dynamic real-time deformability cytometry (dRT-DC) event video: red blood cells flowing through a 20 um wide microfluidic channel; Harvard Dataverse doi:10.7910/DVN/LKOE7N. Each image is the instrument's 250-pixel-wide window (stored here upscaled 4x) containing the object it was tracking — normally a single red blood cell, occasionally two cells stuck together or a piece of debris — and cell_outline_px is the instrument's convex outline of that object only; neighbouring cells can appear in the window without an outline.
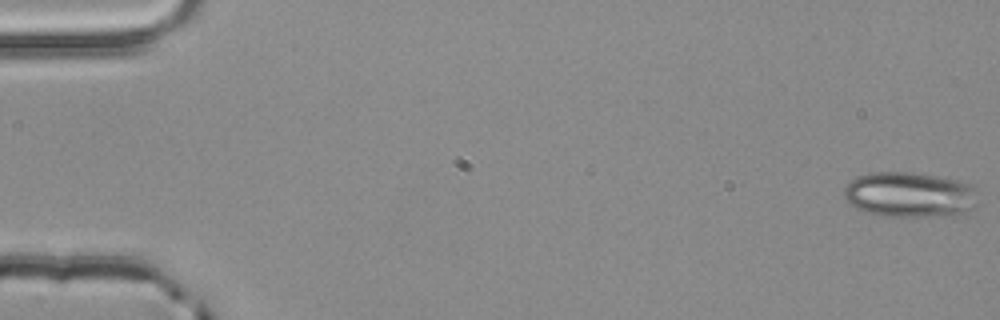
{"species": "common noctule bat (a hibernating species)", "species_latin": "Nyctalus noctula", "temperature_condition": "room temperature", "stored_images_in_passage": 54, "camera_frame_rate_fps": 3000, "um_per_image_px": 0.085, "animal": {"sex": "male", "body_mass_g": 20.4}, "frame": {"image": 1, "passage_image": 1, "time_ms": 0.0, "image_size_px": [1000, 320], "cell_outline_px": [[980, 204], [976, 208], [952, 216], [884, 216], [868, 212], [856, 208], [848, 204], [844, 200], [844, 188], [856, 176], [872, 172], [912, 172], [936, 176], [956, 180], [972, 184]], "centroid_in_image_um": [77.35, 16.55], "position_along_channel_um": 7.7, "area_um2": 35.78}}
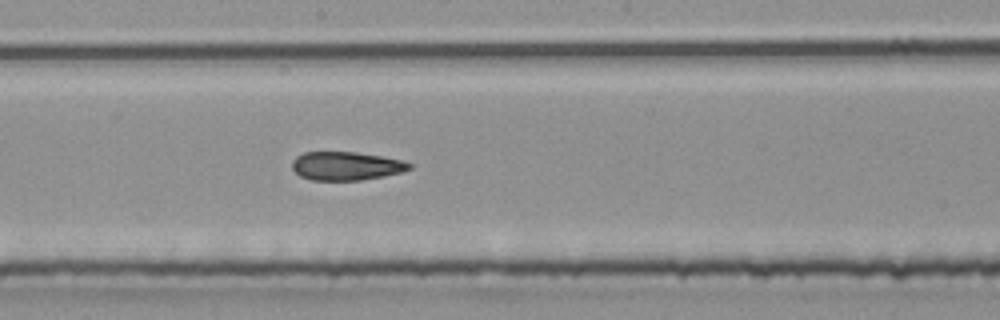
{"frame": {"image": 2, "passage_image": 30, "time_ms": 9.667, "image_size_px": [1000, 320], "cell_outline_px": [[416, 164], [412, 168], [400, 172], [360, 180], [312, 180], [300, 176], [292, 168], [292, 160], [296, 156], [304, 152], [356, 152], [404, 160]], "centroid_in_image_um": [29.43, 14.09], "position_along_channel_um": 218.8, "area_um2": 19.48}}
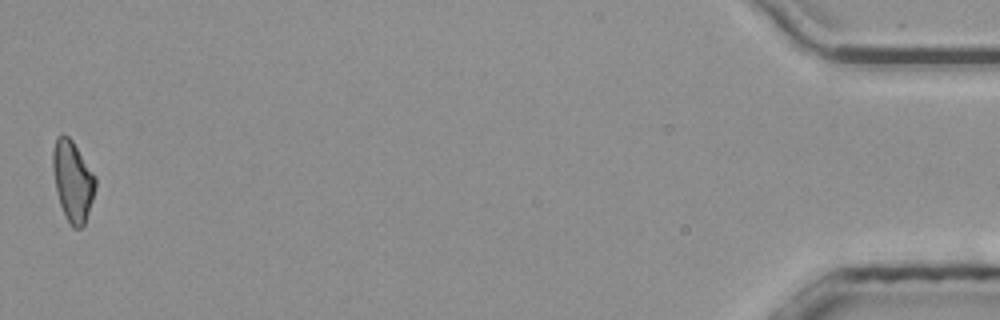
{"frame": {"image": 3, "passage_image": 54, "time_ms": 17.667, "image_size_px": [1000, 320], "cell_outline_px": [[96, 188], [84, 228], [72, 228], [60, 204], [56, 192], [52, 164], [52, 152], [56, 136], [68, 136], [72, 140], [96, 176]], "centroid_in_image_um": [6.19, 15.4], "position_along_channel_um": 429.0, "area_um2": 20.06}, "authors_computed_cell_mechanics": {"area_um2": 20.7791, "velocity_mm_per_s": 3.8864, "shape_relaxation_time_tau1_ms": null, "shape_relaxation_time_tau2_ms": 4.4509, "deformation_change_tau1": null, "deformation_change_tau2": 0.1237}}